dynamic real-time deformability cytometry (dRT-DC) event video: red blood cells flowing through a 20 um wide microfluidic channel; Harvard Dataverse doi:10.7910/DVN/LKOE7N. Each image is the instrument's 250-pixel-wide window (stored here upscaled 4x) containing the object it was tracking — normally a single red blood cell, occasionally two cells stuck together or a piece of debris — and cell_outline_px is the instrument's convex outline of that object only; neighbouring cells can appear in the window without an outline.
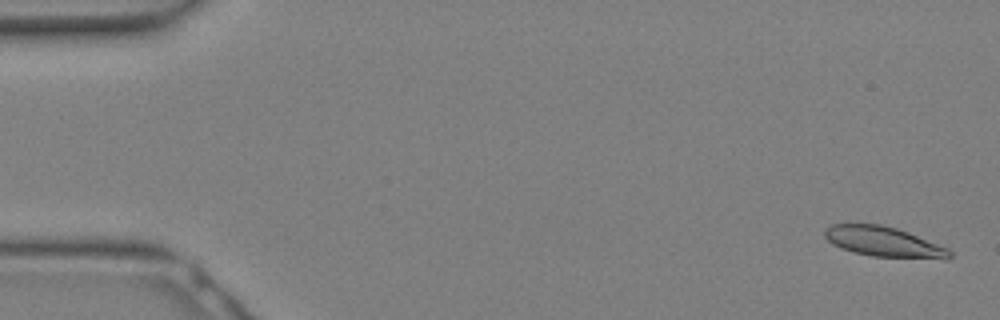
{"species": "Egyptian fruit bat (a non-hibernating species)", "species_latin": "Rousettus aegyptiacus", "temperature_condition": "warm", "stored_images_in_passage": 31, "camera_frame_rate_fps": 3000, "um_per_image_px": 0.085, "animal": {"sex": "female"}, "frame": {"image": 1, "passage_image": 1, "time_ms": 0.0, "image_size_px": [1000, 320], "cell_outline_px": [[952, 256], [948, 260], [944, 260], [872, 256], [852, 252], [840, 248], [832, 244], [824, 236], [824, 228], [832, 224], [880, 224], [896, 228], [908, 232], [948, 248], [952, 252]], "centroid_in_image_um": [75.14, 20.57], "position_along_channel_um": 9.9, "area_um2": 22.25}}
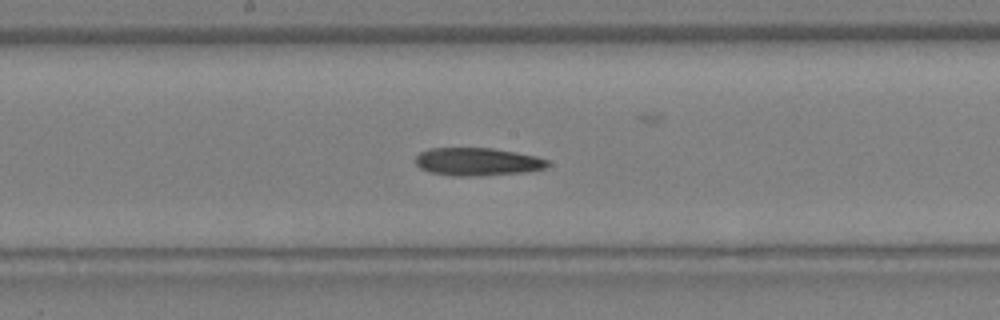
{"frame": {"image": 2, "passage_image": 16, "time_ms": 5.0, "image_size_px": [1000, 320], "cell_outline_px": [[548, 164], [544, 168], [524, 172], [472, 176], [452, 176], [432, 172], [420, 168], [416, 164], [416, 156], [420, 152], [428, 148], [492, 148], [516, 152], [536, 156], [548, 160]], "centroid_in_image_um": [40.55, 13.74], "position_along_channel_um": 207.6, "area_um2": 21.33}}
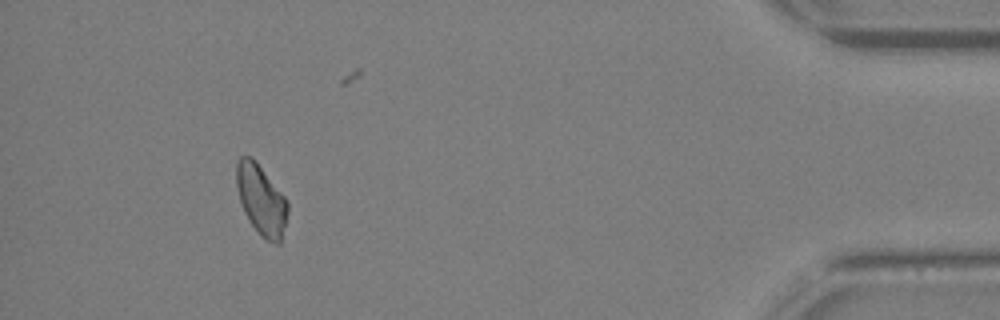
{"frame": {"image": 3, "passage_image": 28, "time_ms": 9.0, "image_size_px": [1000, 320], "cell_outline_px": [[288, 212], [280, 244], [276, 244], [268, 240], [248, 220], [240, 204], [236, 188], [236, 160], [240, 156], [252, 156], [256, 160], [288, 200]], "centroid_in_image_um": [22.19, 16.92], "position_along_channel_um": 413.0, "area_um2": 21.1}}